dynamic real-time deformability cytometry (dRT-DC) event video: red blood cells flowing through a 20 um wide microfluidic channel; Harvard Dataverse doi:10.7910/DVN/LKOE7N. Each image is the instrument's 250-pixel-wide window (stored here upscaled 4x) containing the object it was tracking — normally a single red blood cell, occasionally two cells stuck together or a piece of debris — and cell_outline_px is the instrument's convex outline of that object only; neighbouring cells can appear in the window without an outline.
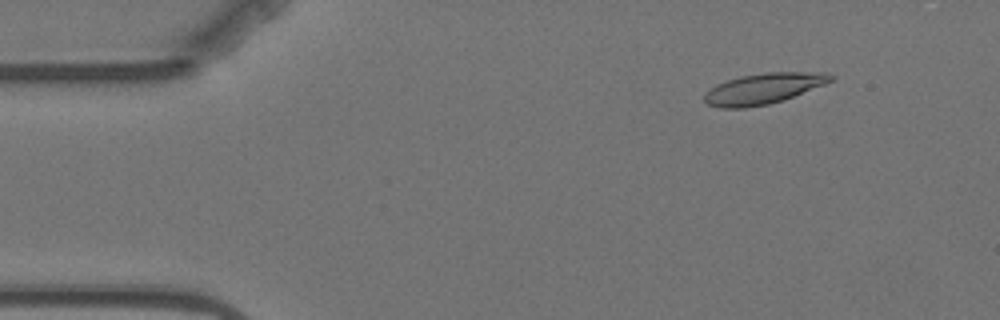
{"species": "Egyptian fruit bat (a non-hibernating species)", "species_latin": "Rousettus aegyptiacus", "temperature_condition": "warm", "stored_images_in_passage": 5, "camera_frame_rate_fps": 3000, "um_per_image_px": 0.085, "animal": {"sex": "female"}, "frame": {"image": 1, "passage_image": 2, "time_ms": 1.333, "image_size_px": [1000, 320], "cell_outline_px": [[836, 76], [832, 80], [824, 84], [792, 96], [768, 104], [744, 108], [720, 108], [708, 104], [704, 100], [704, 96], [716, 84], [740, 76], [768, 72], [828, 72]], "centroid_in_image_um": [64.9, 7.52], "position_along_channel_um": 20.1, "area_um2": 22.25}}
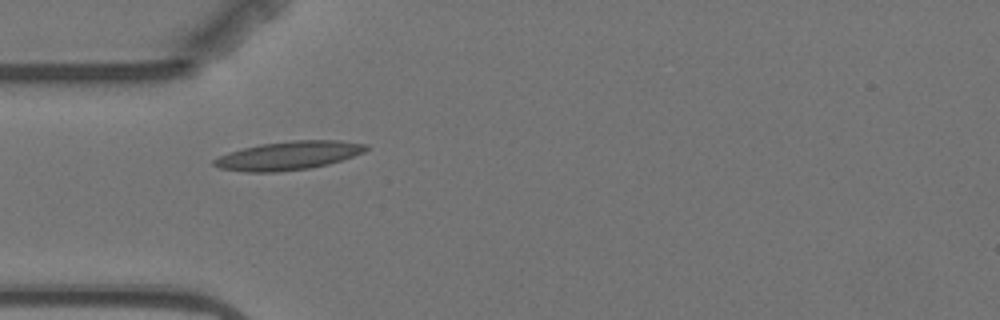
{"frame": {"image": 2, "passage_image": 5, "time_ms": 4.667, "image_size_px": [1000, 320], "cell_outline_px": [[368, 148], [364, 152], [328, 164], [308, 168], [276, 172], [244, 172], [220, 168], [212, 164], [212, 160], [228, 152], [260, 144], [292, 140], [340, 140], [368, 144]], "centroid_in_image_um": [24.51, 13.22], "position_along_channel_um": 60.5, "area_um2": 25.2}}